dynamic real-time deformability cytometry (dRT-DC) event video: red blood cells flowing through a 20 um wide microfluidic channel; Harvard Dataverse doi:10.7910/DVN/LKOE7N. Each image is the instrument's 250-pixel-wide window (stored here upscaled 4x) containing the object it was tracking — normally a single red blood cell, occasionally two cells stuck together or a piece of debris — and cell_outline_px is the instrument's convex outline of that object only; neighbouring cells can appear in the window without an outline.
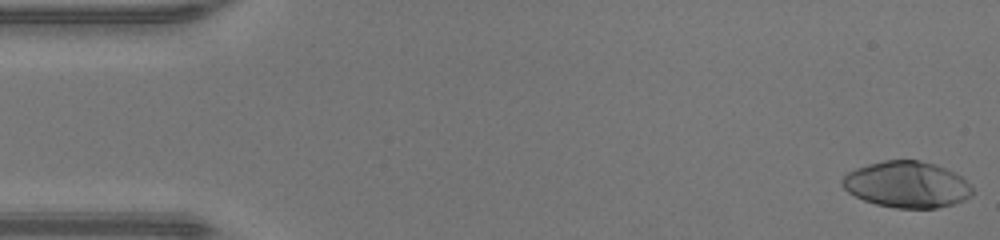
{"species": "human", "species_latin": "Homo sapiens", "temperature_condition": "warm", "stored_images_in_passage": 47, "camera_frame_rate_fps": 3000, "um_per_image_px": 0.085, "donor": {"sex": "male"}, "frame": {"image": 1, "passage_image": 1, "time_ms": 0.0, "image_size_px": [1000, 240], "cell_outline_px": [[972, 196], [964, 200], [952, 204], [936, 208], [896, 208], [876, 204], [864, 200], [848, 192], [840, 184], [840, 180], [848, 172], [856, 168], [868, 164], [884, 160], [920, 160], [936, 164], [956, 172], [972, 184]], "centroid_in_image_um": [77.1, 15.68], "position_along_channel_um": 7.9, "area_um2": 35.37}}
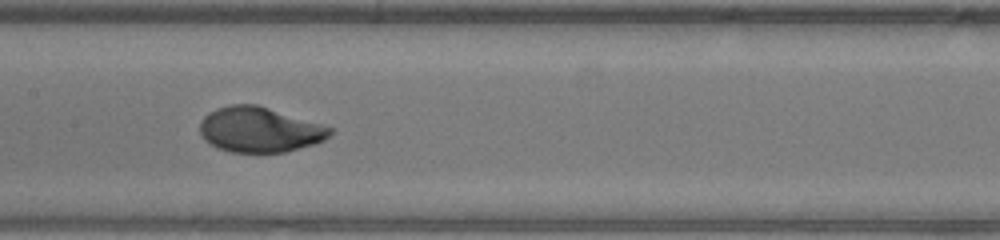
{"frame": {"image": 2, "passage_image": 23, "time_ms": 7.333, "image_size_px": [1000, 240], "cell_outline_px": [[332, 132], [324, 140], [312, 144], [284, 152], [228, 152], [216, 148], [204, 140], [200, 132], [200, 120], [208, 112], [216, 108], [228, 104], [256, 104], [320, 124], [332, 128]], "centroid_in_image_um": [21.98, 11.02], "position_along_channel_um": 185.4, "area_um2": 34.1}}
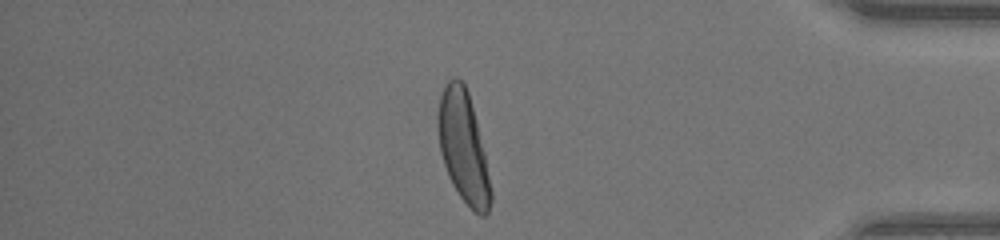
{"frame": {"image": 3, "passage_image": 40, "time_ms": 13.0, "image_size_px": [1000, 240], "cell_outline_px": [[492, 200], [488, 212], [484, 216], [480, 216], [460, 196], [452, 184], [448, 176], [440, 152], [436, 128], [436, 116], [440, 96], [448, 80], [452, 76], [456, 76], [464, 84], [468, 92], [484, 152], [492, 192]], "centroid_in_image_um": [39.35, 12.48], "position_along_channel_um": 395.9, "area_um2": 34.04}, "authors_computed_cell_mechanics": {"area_um2": 34.391, "velocity_mm_per_s": 4.3671, "shape_relaxation_time_tau1_ms": 2.7674, "shape_relaxation_time_tau2_ms": null, "deformation_change_tau1": 0.2179, "deformation_change_tau2": null}}